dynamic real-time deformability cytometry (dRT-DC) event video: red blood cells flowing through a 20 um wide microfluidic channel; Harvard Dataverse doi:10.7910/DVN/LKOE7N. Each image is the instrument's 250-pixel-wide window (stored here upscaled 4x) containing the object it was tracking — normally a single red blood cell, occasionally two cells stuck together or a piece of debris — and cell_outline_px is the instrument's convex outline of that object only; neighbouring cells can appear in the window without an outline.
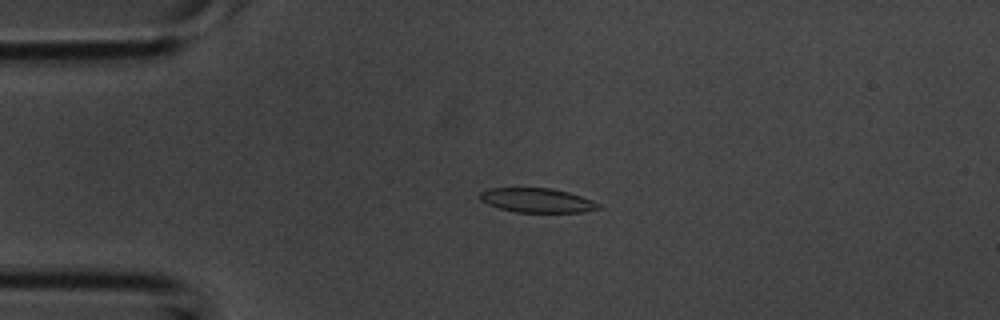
{"species": "common noctule bat (a hibernating species)", "species_latin": "Nyctalus noctula", "temperature_condition": "room temperature", "stored_images_in_passage": 4, "camera_frame_rate_fps": 3000, "um_per_image_px": 0.085, "animal": {"sex": "male", "body_mass_g": 20.1, "forearm_length_mm": 53.5}, "frame": {"image": 1, "passage_image": 3, "time_ms": 0.667, "image_size_px": [1000, 320], "cell_outline_px": [[604, 208], [584, 212], [516, 212], [500, 208], [488, 204], [480, 200], [480, 192], [488, 188], [552, 188], [568, 192], [592, 200], [600, 204]], "centroid_in_image_um": [45.68, 17.03], "position_along_channel_um": 39.3, "area_um2": 16.82}}